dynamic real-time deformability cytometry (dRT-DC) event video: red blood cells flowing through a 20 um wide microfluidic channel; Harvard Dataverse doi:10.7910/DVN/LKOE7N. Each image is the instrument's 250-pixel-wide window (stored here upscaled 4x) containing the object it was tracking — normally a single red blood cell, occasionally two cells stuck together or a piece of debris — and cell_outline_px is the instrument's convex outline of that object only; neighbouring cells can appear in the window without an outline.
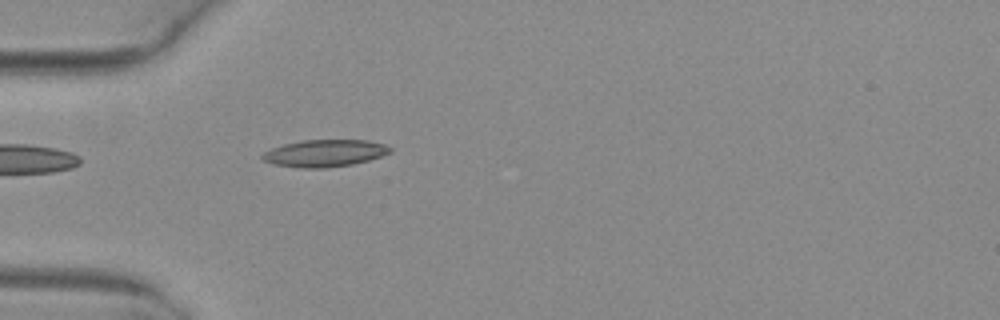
{"species": "common noctule bat (a hibernating species)", "species_latin": "Nyctalus noctula", "temperature_condition": "warm", "stored_images_in_passage": 5, "camera_frame_rate_fps": 3000, "um_per_image_px": 0.085, "animal": {"sex": "female", "body_mass_g": 29.2, "forearm_length_mm": 56.3}, "frame": {"image": 1, "passage_image": 5, "time_ms": 1.333, "image_size_px": [1000, 320], "cell_outline_px": [[392, 152], [368, 160], [352, 164], [324, 168], [300, 168], [272, 164], [264, 160], [260, 156], [264, 152], [272, 148], [284, 144], [304, 140], [368, 140], [384, 144], [392, 148]], "centroid_in_image_um": [27.59, 13.02], "position_along_channel_um": 57.4, "area_um2": 20.11}}